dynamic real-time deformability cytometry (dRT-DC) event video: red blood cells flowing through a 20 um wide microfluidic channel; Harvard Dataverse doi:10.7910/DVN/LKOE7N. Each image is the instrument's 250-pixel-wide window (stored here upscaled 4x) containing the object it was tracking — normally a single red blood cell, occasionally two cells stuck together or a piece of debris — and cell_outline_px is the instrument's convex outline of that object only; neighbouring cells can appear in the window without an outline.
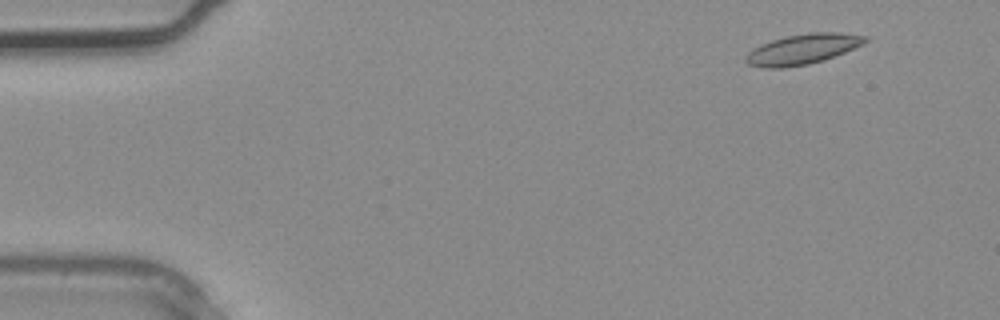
{"species": "common noctule bat (a hibernating species)", "species_latin": "Nyctalus noctula", "temperature_condition": "warm", "stored_images_in_passage": 4, "camera_frame_rate_fps": 3000, "um_per_image_px": 0.085, "animal": {"sex": "male", "body_mass_g": 20.4}, "frame": {"image": 1, "passage_image": 1, "time_ms": 0.0, "image_size_px": [1000, 320], "cell_outline_px": [[868, 40], [864, 44], [824, 60], [808, 64], [784, 68], [764, 68], [748, 64], [744, 60], [744, 56], [752, 48], [760, 44], [784, 36], [808, 32], [840, 32], [868, 36]], "centroid_in_image_um": [68.2, 4.17], "position_along_channel_um": 16.8, "area_um2": 21.33}}
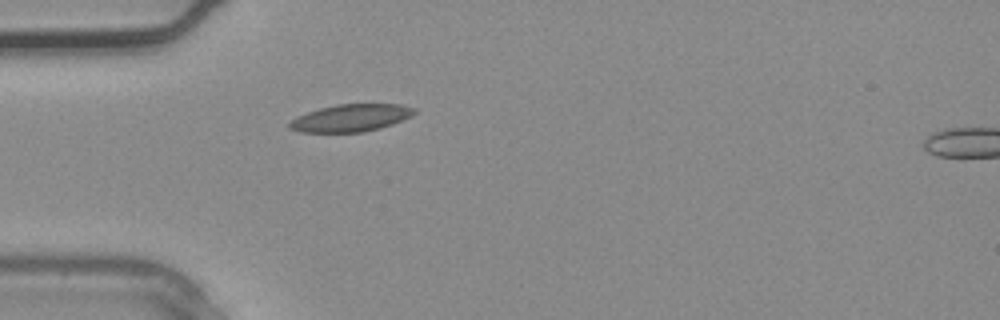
{"frame": {"image": 2, "passage_image": 3, "time_ms": 0.667, "image_size_px": [1000, 320], "cell_outline_px": [[416, 112], [412, 116], [392, 124], [380, 128], [364, 132], [300, 132], [288, 128], [288, 124], [296, 116], [320, 108], [336, 104], [400, 104], [416, 108]], "centroid_in_image_um": [29.83, 10.02], "position_along_channel_um": 55.2, "area_um2": 19.94}}